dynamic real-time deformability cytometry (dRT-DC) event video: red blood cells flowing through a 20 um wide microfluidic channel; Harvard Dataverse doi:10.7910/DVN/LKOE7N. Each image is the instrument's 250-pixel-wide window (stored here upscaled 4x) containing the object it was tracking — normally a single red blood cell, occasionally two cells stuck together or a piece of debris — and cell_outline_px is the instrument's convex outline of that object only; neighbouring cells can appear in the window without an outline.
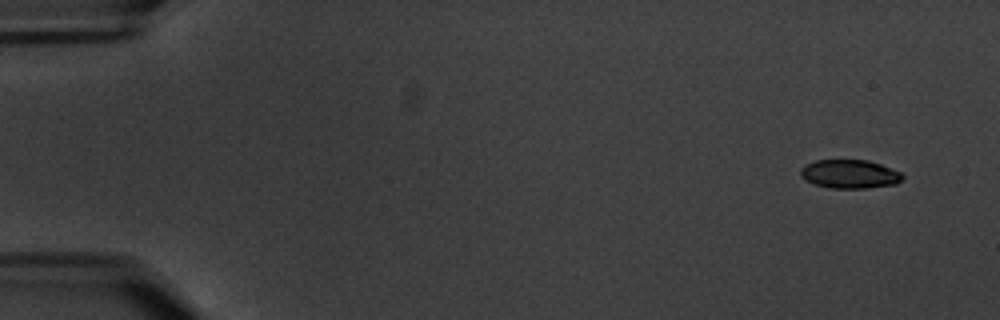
{"species": "common noctule bat (a hibernating species)", "species_latin": "Nyctalus noctula", "temperature_condition": "warm", "stored_images_in_passage": 5, "camera_frame_rate_fps": 3000, "um_per_image_px": 0.085, "animal": {"sex": "male", "body_mass_g": 20.1, "forearm_length_mm": 53.5}, "frame": {"image": 1, "passage_image": 1, "time_ms": 0.0, "image_size_px": [1000, 320], "cell_outline_px": [[904, 176], [896, 184], [868, 188], [832, 188], [816, 184], [804, 180], [800, 176], [800, 168], [804, 164], [816, 160], [868, 160], [880, 164], [900, 172]], "centroid_in_image_um": [72.19, 14.79], "position_along_channel_um": 12.8, "area_um2": 17.05}}
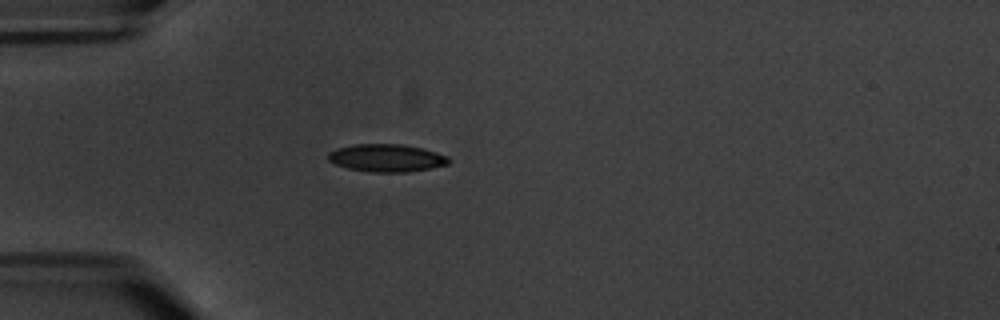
{"frame": {"image": 2, "passage_image": 5, "time_ms": 4.667, "image_size_px": [1000, 320], "cell_outline_px": [[448, 164], [408, 172], [372, 172], [348, 168], [336, 164], [328, 160], [328, 152], [336, 148], [352, 144], [400, 144], [420, 148], [436, 152], [448, 156]], "centroid_in_image_um": [32.81, 13.42], "position_along_channel_um": 52.2, "area_um2": 19.25}}